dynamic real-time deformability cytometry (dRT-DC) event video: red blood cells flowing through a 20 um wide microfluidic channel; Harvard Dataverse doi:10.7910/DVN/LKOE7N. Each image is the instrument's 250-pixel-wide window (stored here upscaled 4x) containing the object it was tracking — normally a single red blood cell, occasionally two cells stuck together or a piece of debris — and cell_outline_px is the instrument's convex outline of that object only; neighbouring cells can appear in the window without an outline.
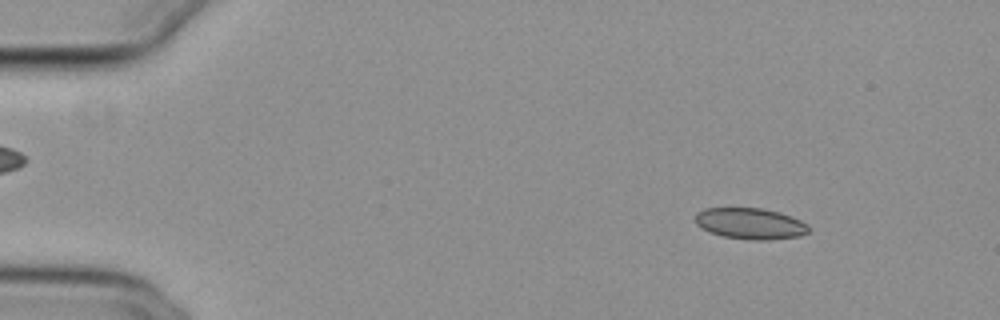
{"species": "common noctule bat (a hibernating species)", "species_latin": "Nyctalus noctula", "temperature_condition": "cold", "stored_images_in_passage": 51, "camera_frame_rate_fps": 3000, "um_per_image_px": 0.085, "animal": {"sex": "female", "body_mass_g": 29.2, "forearm_length_mm": 56.3}, "frame": {"image": 1, "passage_image": 4, "time_ms": 1.0, "image_size_px": [1000, 320], "cell_outline_px": [[812, 228], [808, 232], [800, 236], [768, 240], [752, 240], [724, 236], [700, 228], [696, 224], [696, 212], [704, 208], [764, 208], [780, 212], [800, 220], [808, 224]], "centroid_in_image_um": [63.8, 19.0], "position_along_channel_um": 21.2, "area_um2": 20.69}}
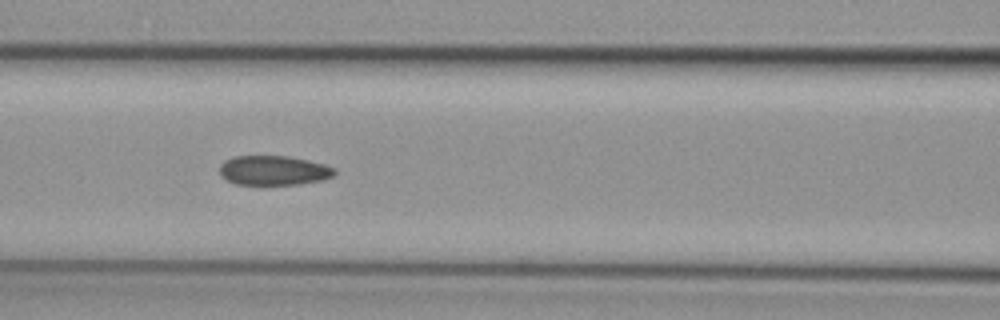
{"frame": {"image": 2, "passage_image": 21, "time_ms": 6.667, "image_size_px": [1000, 320], "cell_outline_px": [[336, 172], [332, 176], [320, 180], [300, 184], [260, 188], [236, 184], [220, 176], [220, 164], [224, 160], [232, 156], [288, 156], [308, 160], [324, 164], [336, 168]], "centroid_in_image_um": [23.21, 14.53], "position_along_channel_um": 143.4, "area_um2": 20.69}}
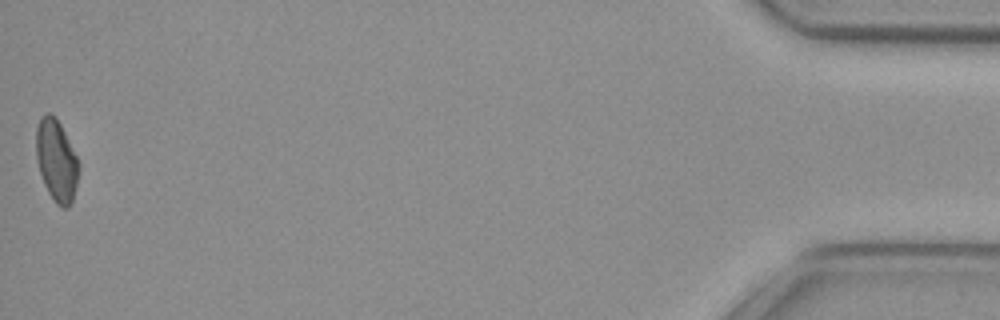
{"frame": {"image": 3, "passage_image": 51, "time_ms": 16.667, "image_size_px": [1000, 320], "cell_outline_px": [[80, 168], [72, 200], [68, 208], [60, 208], [56, 204], [48, 192], [44, 184], [40, 172], [36, 156], [36, 128], [40, 116], [48, 112], [56, 116], [80, 164]], "centroid_in_image_um": [4.79, 13.64], "position_along_channel_um": 430.4, "area_um2": 20.29}, "authors_computed_cell_mechanics": {"area_um2": 20.7502, "velocity_mm_per_s": 3.8387, "shape_relaxation_time_tau1_ms": null, "shape_relaxation_time_tau2_ms": 3.502, "deformation_change_tau1": null, "deformation_change_tau2": 0.0785}}